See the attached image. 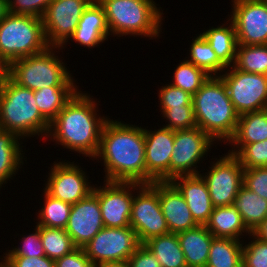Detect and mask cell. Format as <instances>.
Wrapping results in <instances>:
<instances>
[{
  "label": "cell",
  "mask_w": 267,
  "mask_h": 267,
  "mask_svg": "<svg viewBox=\"0 0 267 267\" xmlns=\"http://www.w3.org/2000/svg\"><path fill=\"white\" fill-rule=\"evenodd\" d=\"M53 0H7L8 13L42 18Z\"/></svg>",
  "instance_id": "60d3db41"
},
{
  "label": "cell",
  "mask_w": 267,
  "mask_h": 267,
  "mask_svg": "<svg viewBox=\"0 0 267 267\" xmlns=\"http://www.w3.org/2000/svg\"><path fill=\"white\" fill-rule=\"evenodd\" d=\"M232 2V12L228 16L234 24L237 43L267 44V3L264 0H232Z\"/></svg>",
  "instance_id": "2e32d148"
},
{
  "label": "cell",
  "mask_w": 267,
  "mask_h": 267,
  "mask_svg": "<svg viewBox=\"0 0 267 267\" xmlns=\"http://www.w3.org/2000/svg\"><path fill=\"white\" fill-rule=\"evenodd\" d=\"M187 267H206L210 246L215 238L205 225L177 234Z\"/></svg>",
  "instance_id": "603a6c76"
},
{
  "label": "cell",
  "mask_w": 267,
  "mask_h": 267,
  "mask_svg": "<svg viewBox=\"0 0 267 267\" xmlns=\"http://www.w3.org/2000/svg\"><path fill=\"white\" fill-rule=\"evenodd\" d=\"M97 1L104 9L110 35L113 37H160L164 13L154 0Z\"/></svg>",
  "instance_id": "5b68a950"
},
{
  "label": "cell",
  "mask_w": 267,
  "mask_h": 267,
  "mask_svg": "<svg viewBox=\"0 0 267 267\" xmlns=\"http://www.w3.org/2000/svg\"><path fill=\"white\" fill-rule=\"evenodd\" d=\"M4 258V259H3ZM8 267H55V260L47 256L41 257H3Z\"/></svg>",
  "instance_id": "7bdbcfd3"
},
{
  "label": "cell",
  "mask_w": 267,
  "mask_h": 267,
  "mask_svg": "<svg viewBox=\"0 0 267 267\" xmlns=\"http://www.w3.org/2000/svg\"><path fill=\"white\" fill-rule=\"evenodd\" d=\"M142 185L135 182L104 180L102 188L101 186H94L92 192L98 197L105 227L122 228L130 226L131 206L135 190H138Z\"/></svg>",
  "instance_id": "5bb4252c"
},
{
  "label": "cell",
  "mask_w": 267,
  "mask_h": 267,
  "mask_svg": "<svg viewBox=\"0 0 267 267\" xmlns=\"http://www.w3.org/2000/svg\"><path fill=\"white\" fill-rule=\"evenodd\" d=\"M109 35L104 9L94 0L82 13L79 24L69 40L90 49L108 40Z\"/></svg>",
  "instance_id": "44dd1931"
},
{
  "label": "cell",
  "mask_w": 267,
  "mask_h": 267,
  "mask_svg": "<svg viewBox=\"0 0 267 267\" xmlns=\"http://www.w3.org/2000/svg\"><path fill=\"white\" fill-rule=\"evenodd\" d=\"M55 267H94L83 248H76L71 253L55 260Z\"/></svg>",
  "instance_id": "ee69618b"
},
{
  "label": "cell",
  "mask_w": 267,
  "mask_h": 267,
  "mask_svg": "<svg viewBox=\"0 0 267 267\" xmlns=\"http://www.w3.org/2000/svg\"><path fill=\"white\" fill-rule=\"evenodd\" d=\"M158 96V100H160V108L192 106V95L181 88L172 86L171 84L162 86L159 89Z\"/></svg>",
  "instance_id": "ab89813d"
},
{
  "label": "cell",
  "mask_w": 267,
  "mask_h": 267,
  "mask_svg": "<svg viewBox=\"0 0 267 267\" xmlns=\"http://www.w3.org/2000/svg\"><path fill=\"white\" fill-rule=\"evenodd\" d=\"M56 49L62 48L49 46L41 53L10 62L6 75L16 84L33 91L47 86H77L66 64L56 55Z\"/></svg>",
  "instance_id": "8992f818"
},
{
  "label": "cell",
  "mask_w": 267,
  "mask_h": 267,
  "mask_svg": "<svg viewBox=\"0 0 267 267\" xmlns=\"http://www.w3.org/2000/svg\"><path fill=\"white\" fill-rule=\"evenodd\" d=\"M243 185L267 200V167L244 169Z\"/></svg>",
  "instance_id": "b9f144b4"
},
{
  "label": "cell",
  "mask_w": 267,
  "mask_h": 267,
  "mask_svg": "<svg viewBox=\"0 0 267 267\" xmlns=\"http://www.w3.org/2000/svg\"><path fill=\"white\" fill-rule=\"evenodd\" d=\"M141 245L136 232L130 227H103L82 248L93 265L128 262Z\"/></svg>",
  "instance_id": "9c48e42d"
},
{
  "label": "cell",
  "mask_w": 267,
  "mask_h": 267,
  "mask_svg": "<svg viewBox=\"0 0 267 267\" xmlns=\"http://www.w3.org/2000/svg\"><path fill=\"white\" fill-rule=\"evenodd\" d=\"M53 164L44 188L53 198L73 205L93 191L94 185L88 182V176L80 165L68 160L54 161Z\"/></svg>",
  "instance_id": "9a60e30c"
},
{
  "label": "cell",
  "mask_w": 267,
  "mask_h": 267,
  "mask_svg": "<svg viewBox=\"0 0 267 267\" xmlns=\"http://www.w3.org/2000/svg\"><path fill=\"white\" fill-rule=\"evenodd\" d=\"M35 231V232H34ZM33 233L22 235L21 246L8 250L4 257H41L46 256L40 237V226L35 225Z\"/></svg>",
  "instance_id": "74e56055"
},
{
  "label": "cell",
  "mask_w": 267,
  "mask_h": 267,
  "mask_svg": "<svg viewBox=\"0 0 267 267\" xmlns=\"http://www.w3.org/2000/svg\"><path fill=\"white\" fill-rule=\"evenodd\" d=\"M40 237L45 255L52 260L62 258L77 248L65 229L40 226Z\"/></svg>",
  "instance_id": "836d02e7"
},
{
  "label": "cell",
  "mask_w": 267,
  "mask_h": 267,
  "mask_svg": "<svg viewBox=\"0 0 267 267\" xmlns=\"http://www.w3.org/2000/svg\"><path fill=\"white\" fill-rule=\"evenodd\" d=\"M6 69L7 66L5 65V63L0 59V87H1V83L3 81V78L6 76Z\"/></svg>",
  "instance_id": "681fc988"
},
{
  "label": "cell",
  "mask_w": 267,
  "mask_h": 267,
  "mask_svg": "<svg viewBox=\"0 0 267 267\" xmlns=\"http://www.w3.org/2000/svg\"><path fill=\"white\" fill-rule=\"evenodd\" d=\"M264 140H267V108L239 116L235 133L228 142L233 147L228 152L236 155L246 144Z\"/></svg>",
  "instance_id": "7402d4cb"
},
{
  "label": "cell",
  "mask_w": 267,
  "mask_h": 267,
  "mask_svg": "<svg viewBox=\"0 0 267 267\" xmlns=\"http://www.w3.org/2000/svg\"><path fill=\"white\" fill-rule=\"evenodd\" d=\"M235 156L244 169L267 167V140L246 144Z\"/></svg>",
  "instance_id": "8d00e7d4"
},
{
  "label": "cell",
  "mask_w": 267,
  "mask_h": 267,
  "mask_svg": "<svg viewBox=\"0 0 267 267\" xmlns=\"http://www.w3.org/2000/svg\"><path fill=\"white\" fill-rule=\"evenodd\" d=\"M212 144H216L215 141L199 127L176 130L170 161V181L181 175L199 174L196 165L207 156Z\"/></svg>",
  "instance_id": "7c38bea8"
},
{
  "label": "cell",
  "mask_w": 267,
  "mask_h": 267,
  "mask_svg": "<svg viewBox=\"0 0 267 267\" xmlns=\"http://www.w3.org/2000/svg\"><path fill=\"white\" fill-rule=\"evenodd\" d=\"M186 61L205 71L209 76H220L227 67L218 59L215 51L201 35L194 37ZM220 74H219V73Z\"/></svg>",
  "instance_id": "4dcf8cb0"
},
{
  "label": "cell",
  "mask_w": 267,
  "mask_h": 267,
  "mask_svg": "<svg viewBox=\"0 0 267 267\" xmlns=\"http://www.w3.org/2000/svg\"><path fill=\"white\" fill-rule=\"evenodd\" d=\"M168 123L164 126L171 130H183L197 127L193 106L160 108Z\"/></svg>",
  "instance_id": "d590c367"
},
{
  "label": "cell",
  "mask_w": 267,
  "mask_h": 267,
  "mask_svg": "<svg viewBox=\"0 0 267 267\" xmlns=\"http://www.w3.org/2000/svg\"><path fill=\"white\" fill-rule=\"evenodd\" d=\"M192 106L197 127L214 141L228 143L235 133L240 115L220 76H210L192 95Z\"/></svg>",
  "instance_id": "3957f363"
},
{
  "label": "cell",
  "mask_w": 267,
  "mask_h": 267,
  "mask_svg": "<svg viewBox=\"0 0 267 267\" xmlns=\"http://www.w3.org/2000/svg\"><path fill=\"white\" fill-rule=\"evenodd\" d=\"M205 226L216 238L239 240L242 235L245 236L243 233L251 234L244 224L241 214L232 205L214 207Z\"/></svg>",
  "instance_id": "cb8c5ba5"
},
{
  "label": "cell",
  "mask_w": 267,
  "mask_h": 267,
  "mask_svg": "<svg viewBox=\"0 0 267 267\" xmlns=\"http://www.w3.org/2000/svg\"><path fill=\"white\" fill-rule=\"evenodd\" d=\"M136 193L131 206L130 227L139 242L144 244L151 238L169 233L159 202V181L143 184Z\"/></svg>",
  "instance_id": "ba28073f"
},
{
  "label": "cell",
  "mask_w": 267,
  "mask_h": 267,
  "mask_svg": "<svg viewBox=\"0 0 267 267\" xmlns=\"http://www.w3.org/2000/svg\"><path fill=\"white\" fill-rule=\"evenodd\" d=\"M232 206L239 211L244 224L251 232L267 218V200L244 185L240 187Z\"/></svg>",
  "instance_id": "83f0119b"
},
{
  "label": "cell",
  "mask_w": 267,
  "mask_h": 267,
  "mask_svg": "<svg viewBox=\"0 0 267 267\" xmlns=\"http://www.w3.org/2000/svg\"><path fill=\"white\" fill-rule=\"evenodd\" d=\"M171 182L183 195L195 222L198 225H205L214 207L202 176L200 174L181 175L174 177Z\"/></svg>",
  "instance_id": "ffe728a7"
},
{
  "label": "cell",
  "mask_w": 267,
  "mask_h": 267,
  "mask_svg": "<svg viewBox=\"0 0 267 267\" xmlns=\"http://www.w3.org/2000/svg\"><path fill=\"white\" fill-rule=\"evenodd\" d=\"M220 159L214 158L209 171L200 173L206 182L213 207L232 205L243 185L244 168L239 159L229 152ZM217 160V161H216ZM203 174V175H202Z\"/></svg>",
  "instance_id": "8fae6325"
},
{
  "label": "cell",
  "mask_w": 267,
  "mask_h": 267,
  "mask_svg": "<svg viewBox=\"0 0 267 267\" xmlns=\"http://www.w3.org/2000/svg\"><path fill=\"white\" fill-rule=\"evenodd\" d=\"M78 90L77 86H47L34 91L41 115L51 123Z\"/></svg>",
  "instance_id": "4316f807"
},
{
  "label": "cell",
  "mask_w": 267,
  "mask_h": 267,
  "mask_svg": "<svg viewBox=\"0 0 267 267\" xmlns=\"http://www.w3.org/2000/svg\"><path fill=\"white\" fill-rule=\"evenodd\" d=\"M7 13H8L7 0H0V22L4 19Z\"/></svg>",
  "instance_id": "c3c4849f"
},
{
  "label": "cell",
  "mask_w": 267,
  "mask_h": 267,
  "mask_svg": "<svg viewBox=\"0 0 267 267\" xmlns=\"http://www.w3.org/2000/svg\"><path fill=\"white\" fill-rule=\"evenodd\" d=\"M256 238L267 242V218L260 223L252 232Z\"/></svg>",
  "instance_id": "bcb514c9"
},
{
  "label": "cell",
  "mask_w": 267,
  "mask_h": 267,
  "mask_svg": "<svg viewBox=\"0 0 267 267\" xmlns=\"http://www.w3.org/2000/svg\"><path fill=\"white\" fill-rule=\"evenodd\" d=\"M144 245L155 255L161 267H187L177 234L169 232L149 239Z\"/></svg>",
  "instance_id": "f1b7e54d"
},
{
  "label": "cell",
  "mask_w": 267,
  "mask_h": 267,
  "mask_svg": "<svg viewBox=\"0 0 267 267\" xmlns=\"http://www.w3.org/2000/svg\"><path fill=\"white\" fill-rule=\"evenodd\" d=\"M248 236L253 240L243 246L242 267H267V242L252 233Z\"/></svg>",
  "instance_id": "f35d334b"
},
{
  "label": "cell",
  "mask_w": 267,
  "mask_h": 267,
  "mask_svg": "<svg viewBox=\"0 0 267 267\" xmlns=\"http://www.w3.org/2000/svg\"><path fill=\"white\" fill-rule=\"evenodd\" d=\"M44 192V205L38 211L37 225L58 229H65L72 205L56 198H53L45 190Z\"/></svg>",
  "instance_id": "d6a6232c"
},
{
  "label": "cell",
  "mask_w": 267,
  "mask_h": 267,
  "mask_svg": "<svg viewBox=\"0 0 267 267\" xmlns=\"http://www.w3.org/2000/svg\"><path fill=\"white\" fill-rule=\"evenodd\" d=\"M93 1L53 0L42 17L47 44L64 49L76 30L82 13Z\"/></svg>",
  "instance_id": "4fadbf2b"
},
{
  "label": "cell",
  "mask_w": 267,
  "mask_h": 267,
  "mask_svg": "<svg viewBox=\"0 0 267 267\" xmlns=\"http://www.w3.org/2000/svg\"><path fill=\"white\" fill-rule=\"evenodd\" d=\"M159 202L170 232L178 234L198 226L183 195L171 181H159Z\"/></svg>",
  "instance_id": "d6986e66"
},
{
  "label": "cell",
  "mask_w": 267,
  "mask_h": 267,
  "mask_svg": "<svg viewBox=\"0 0 267 267\" xmlns=\"http://www.w3.org/2000/svg\"><path fill=\"white\" fill-rule=\"evenodd\" d=\"M228 68L220 77L227 87L229 98L237 113L242 115L266 109L267 75L244 72L234 65Z\"/></svg>",
  "instance_id": "30bf717a"
},
{
  "label": "cell",
  "mask_w": 267,
  "mask_h": 267,
  "mask_svg": "<svg viewBox=\"0 0 267 267\" xmlns=\"http://www.w3.org/2000/svg\"><path fill=\"white\" fill-rule=\"evenodd\" d=\"M130 267H161L155 255L141 244L128 259Z\"/></svg>",
  "instance_id": "f6af8a7d"
},
{
  "label": "cell",
  "mask_w": 267,
  "mask_h": 267,
  "mask_svg": "<svg viewBox=\"0 0 267 267\" xmlns=\"http://www.w3.org/2000/svg\"><path fill=\"white\" fill-rule=\"evenodd\" d=\"M48 47L42 18L7 13L0 22V59L6 66Z\"/></svg>",
  "instance_id": "52a82bcc"
},
{
  "label": "cell",
  "mask_w": 267,
  "mask_h": 267,
  "mask_svg": "<svg viewBox=\"0 0 267 267\" xmlns=\"http://www.w3.org/2000/svg\"><path fill=\"white\" fill-rule=\"evenodd\" d=\"M105 166V181L146 184L144 128L107 120L94 159Z\"/></svg>",
  "instance_id": "6da1fadb"
},
{
  "label": "cell",
  "mask_w": 267,
  "mask_h": 267,
  "mask_svg": "<svg viewBox=\"0 0 267 267\" xmlns=\"http://www.w3.org/2000/svg\"><path fill=\"white\" fill-rule=\"evenodd\" d=\"M209 77L205 71L184 60L176 66L173 73L174 81L170 84L194 95Z\"/></svg>",
  "instance_id": "e575fe53"
},
{
  "label": "cell",
  "mask_w": 267,
  "mask_h": 267,
  "mask_svg": "<svg viewBox=\"0 0 267 267\" xmlns=\"http://www.w3.org/2000/svg\"><path fill=\"white\" fill-rule=\"evenodd\" d=\"M20 140L14 133L0 129V189L24 164Z\"/></svg>",
  "instance_id": "484cf974"
},
{
  "label": "cell",
  "mask_w": 267,
  "mask_h": 267,
  "mask_svg": "<svg viewBox=\"0 0 267 267\" xmlns=\"http://www.w3.org/2000/svg\"><path fill=\"white\" fill-rule=\"evenodd\" d=\"M0 267H8L3 261L0 262Z\"/></svg>",
  "instance_id": "f907efd6"
},
{
  "label": "cell",
  "mask_w": 267,
  "mask_h": 267,
  "mask_svg": "<svg viewBox=\"0 0 267 267\" xmlns=\"http://www.w3.org/2000/svg\"><path fill=\"white\" fill-rule=\"evenodd\" d=\"M91 97L86 91L78 90L50 123L46 137L72 152L94 159L103 126L110 118L97 114L98 103Z\"/></svg>",
  "instance_id": "7a4b0ae2"
},
{
  "label": "cell",
  "mask_w": 267,
  "mask_h": 267,
  "mask_svg": "<svg viewBox=\"0 0 267 267\" xmlns=\"http://www.w3.org/2000/svg\"><path fill=\"white\" fill-rule=\"evenodd\" d=\"M234 66L244 72L267 75V44H238Z\"/></svg>",
  "instance_id": "1f68e13d"
},
{
  "label": "cell",
  "mask_w": 267,
  "mask_h": 267,
  "mask_svg": "<svg viewBox=\"0 0 267 267\" xmlns=\"http://www.w3.org/2000/svg\"><path fill=\"white\" fill-rule=\"evenodd\" d=\"M230 21V22H229ZM229 24L211 27L200 34L207 40L215 51L218 59L226 66L234 65L237 53V36L233 22L228 18Z\"/></svg>",
  "instance_id": "d4e9b609"
},
{
  "label": "cell",
  "mask_w": 267,
  "mask_h": 267,
  "mask_svg": "<svg viewBox=\"0 0 267 267\" xmlns=\"http://www.w3.org/2000/svg\"><path fill=\"white\" fill-rule=\"evenodd\" d=\"M104 226L98 197L91 192L87 197L72 205L65 227L73 244L82 248Z\"/></svg>",
  "instance_id": "ac0fdd59"
},
{
  "label": "cell",
  "mask_w": 267,
  "mask_h": 267,
  "mask_svg": "<svg viewBox=\"0 0 267 267\" xmlns=\"http://www.w3.org/2000/svg\"><path fill=\"white\" fill-rule=\"evenodd\" d=\"M162 126L154 131L144 128L146 184L170 181L175 131Z\"/></svg>",
  "instance_id": "e0dca14e"
},
{
  "label": "cell",
  "mask_w": 267,
  "mask_h": 267,
  "mask_svg": "<svg viewBox=\"0 0 267 267\" xmlns=\"http://www.w3.org/2000/svg\"><path fill=\"white\" fill-rule=\"evenodd\" d=\"M94 267H130L128 262L122 263H99L94 265Z\"/></svg>",
  "instance_id": "7dc6e473"
},
{
  "label": "cell",
  "mask_w": 267,
  "mask_h": 267,
  "mask_svg": "<svg viewBox=\"0 0 267 267\" xmlns=\"http://www.w3.org/2000/svg\"><path fill=\"white\" fill-rule=\"evenodd\" d=\"M50 123L41 115L34 91L13 82L7 75L0 87V129L20 139L47 136Z\"/></svg>",
  "instance_id": "277c9868"
},
{
  "label": "cell",
  "mask_w": 267,
  "mask_h": 267,
  "mask_svg": "<svg viewBox=\"0 0 267 267\" xmlns=\"http://www.w3.org/2000/svg\"><path fill=\"white\" fill-rule=\"evenodd\" d=\"M243 245L240 240L215 237L210 246L206 267H242Z\"/></svg>",
  "instance_id": "f546056e"
}]
</instances>
